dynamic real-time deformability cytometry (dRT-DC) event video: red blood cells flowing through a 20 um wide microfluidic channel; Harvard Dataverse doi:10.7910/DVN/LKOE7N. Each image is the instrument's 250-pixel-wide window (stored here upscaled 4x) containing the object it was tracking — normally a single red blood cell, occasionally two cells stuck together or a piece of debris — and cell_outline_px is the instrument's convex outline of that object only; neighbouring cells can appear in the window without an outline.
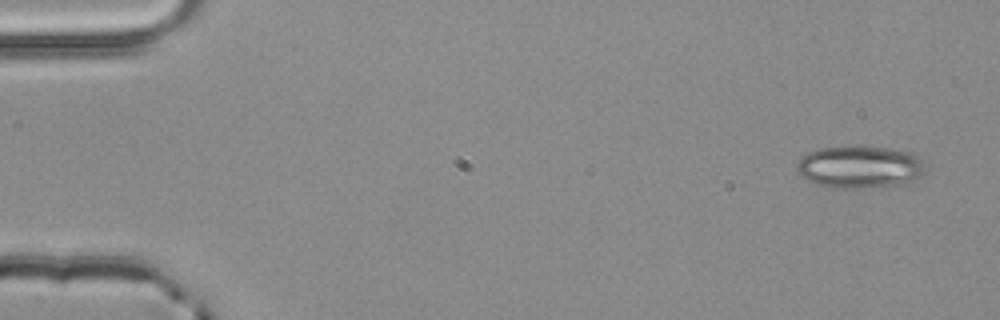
{"species": "common noctule bat (a hibernating species)", "species_latin": "Nyctalus noctula", "temperature_condition": "room temperature", "stored_images_in_passage": 3, "camera_frame_rate_fps": 3000, "um_per_image_px": 0.085, "animal": {"sex": "male", "body_mass_g": 20.4}, "frame": {"image": 1, "passage_image": 3, "time_ms": 0.667, "image_size_px": [1000, 320], "cell_outline_px": [[924, 172], [920, 176], [912, 180], [900, 184], [856, 188], [840, 188], [816, 184], [808, 180], [796, 172], [796, 164], [800, 156], [808, 152], [820, 148], [888, 148], [912, 152], [920, 156]], "centroid_in_image_um": [73.04, 14.2], "position_along_channel_um": 12.0, "area_um2": 31.1}}